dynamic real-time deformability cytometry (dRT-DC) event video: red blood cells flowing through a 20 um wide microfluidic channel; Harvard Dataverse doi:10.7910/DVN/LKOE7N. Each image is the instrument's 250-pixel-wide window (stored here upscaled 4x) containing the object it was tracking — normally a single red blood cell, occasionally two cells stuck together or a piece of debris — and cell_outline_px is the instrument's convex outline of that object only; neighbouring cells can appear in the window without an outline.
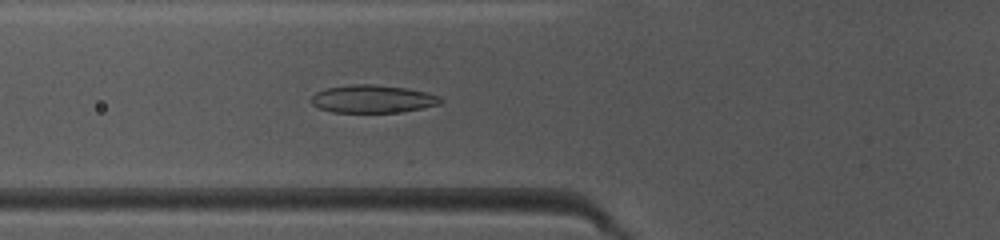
{"species": "common noctule bat (a hibernating species)", "species_latin": "Nyctalus noctula", "temperature_condition": "warm", "stored_images_in_passage": 40, "camera_frame_rate_fps": 3000, "um_per_image_px": 0.085, "animal": {"sex": "female", "body_mass_g": 10.0, "forearm_length_mm": 53.1}, "frame": {"image": 1, "passage_image": 10, "time_ms": 3.0, "image_size_px": [1000, 240], "cell_outline_px": [[444, 100], [440, 104], [404, 112], [332, 112], [320, 108], [312, 104], [312, 96], [316, 92], [324, 88], [352, 84], [372, 84], [408, 88], [440, 96]], "centroid_in_image_um": [31.69, 8.4], "position_along_channel_um": 94.1, "area_um2": 21.04}}
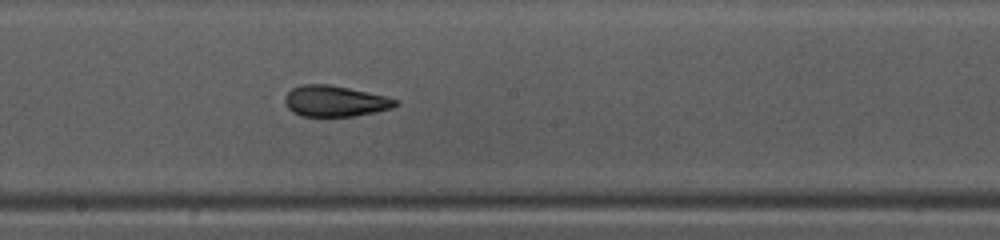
{"frame": {"image": 2, "passage_image": 19, "time_ms": 6.0, "image_size_px": [1000, 240], "cell_outline_px": [[400, 104], [392, 108], [376, 112], [356, 116], [300, 116], [292, 112], [288, 108], [284, 100], [284, 96], [292, 88], [300, 84], [328, 84], [368, 92], [400, 100]], "centroid_in_image_um": [28.48, 8.6], "position_along_channel_um": 219.7, "area_um2": 20.11}}
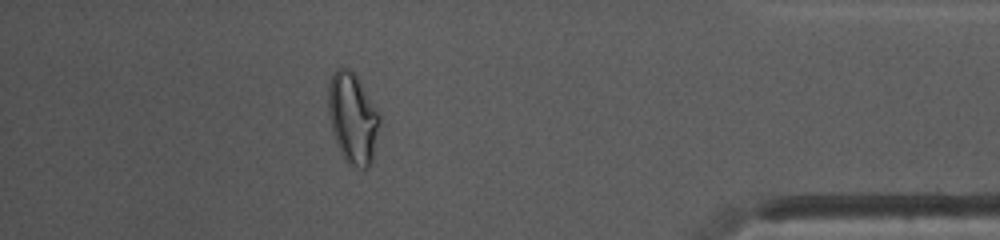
{"frame": {"image": 3, "passage_image": 35, "time_ms": 11.333, "image_size_px": [1000, 240], "cell_outline_px": [[380, 120], [372, 164], [368, 168], [352, 168], [348, 164], [336, 144], [328, 112], [328, 84], [336, 68], [352, 68], [380, 116]], "centroid_in_image_um": [29.97, 10.07], "position_along_channel_um": 405.2, "area_um2": 27.11}, "authors_computed_cell_mechanics": {"area_um2": 20.8658, "velocity_mm_per_s": 4.1591, "shape_relaxation_time_tau1_ms": 4.7607, "shape_relaxation_time_tau2_ms": 1.8075, "deformation_change_tau1": 0.1509, "deformation_change_tau2": 0.0904}}